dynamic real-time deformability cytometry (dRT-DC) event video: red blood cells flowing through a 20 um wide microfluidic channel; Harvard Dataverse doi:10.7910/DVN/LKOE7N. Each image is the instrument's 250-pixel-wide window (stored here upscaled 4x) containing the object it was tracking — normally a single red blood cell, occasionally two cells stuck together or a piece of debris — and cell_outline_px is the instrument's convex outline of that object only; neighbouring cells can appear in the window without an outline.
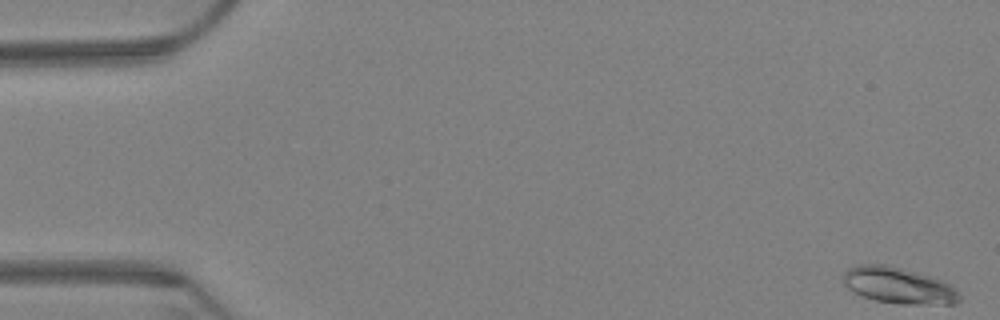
{"species": "Egyptian fruit bat (a non-hibernating species)", "species_latin": "Rousettus aegyptiacus", "temperature_condition": "warm", "stored_images_in_passage": 63, "camera_frame_rate_fps": 3000, "um_per_image_px": 0.085, "animal": {"sex": "female"}, "frame": {"image": 1, "passage_image": 1, "time_ms": 0.0, "image_size_px": [1000, 320], "cell_outline_px": [[960, 300], [956, 304], [900, 304], [876, 300], [860, 296], [852, 292], [840, 280], [844, 272], [848, 268], [860, 264], [888, 264], [928, 276], [940, 280], [948, 284], [960, 292]], "centroid_in_image_um": [76.32, 24.27], "position_along_channel_um": 8.7, "area_um2": 24.68}}
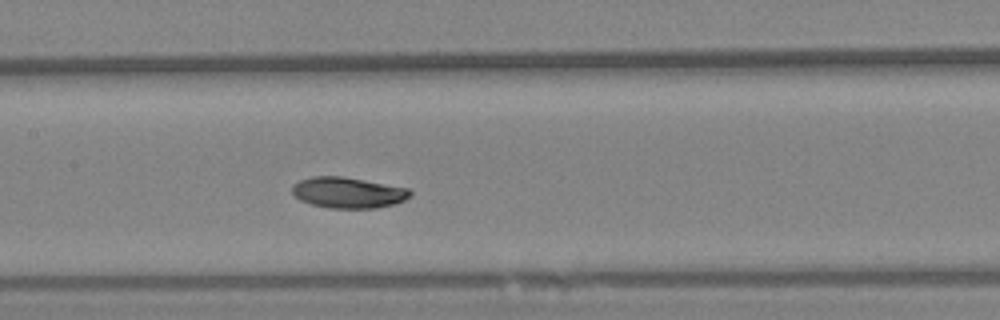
{"frame": {"image": 2, "passage_image": 31, "time_ms": 10.0, "image_size_px": [1000, 320], "cell_outline_px": [[412, 196], [396, 204], [376, 208], [328, 208], [312, 204], [300, 200], [292, 192], [292, 184], [300, 180], [312, 176], [344, 176], [408, 188], [412, 192]], "centroid_in_image_um": [29.6, 16.37], "position_along_channel_um": 177.8, "area_um2": 21.39}}
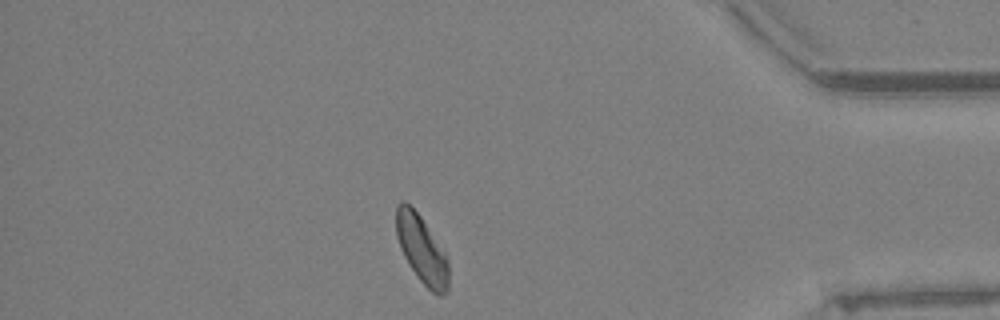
{"frame": {"image": 3, "passage_image": 55, "time_ms": 18.0, "image_size_px": [1000, 320], "cell_outline_px": [[448, 292], [440, 296], [436, 296], [420, 280], [408, 264], [400, 248], [396, 236], [396, 204], [404, 200], [420, 216], [448, 260]], "centroid_in_image_um": [35.82, 21.23], "position_along_channel_um": 399.4, "area_um2": 20.35}, "authors_computed_cell_mechanics": {"area_um2": 21.2704, "velocity_mm_per_s": 3.2158, "shape_relaxation_time_tau1_ms": 4.6331, "shape_relaxation_time_tau2_ms": null, "deformation_change_tau1": 0.1143, "deformation_change_tau2": null}}